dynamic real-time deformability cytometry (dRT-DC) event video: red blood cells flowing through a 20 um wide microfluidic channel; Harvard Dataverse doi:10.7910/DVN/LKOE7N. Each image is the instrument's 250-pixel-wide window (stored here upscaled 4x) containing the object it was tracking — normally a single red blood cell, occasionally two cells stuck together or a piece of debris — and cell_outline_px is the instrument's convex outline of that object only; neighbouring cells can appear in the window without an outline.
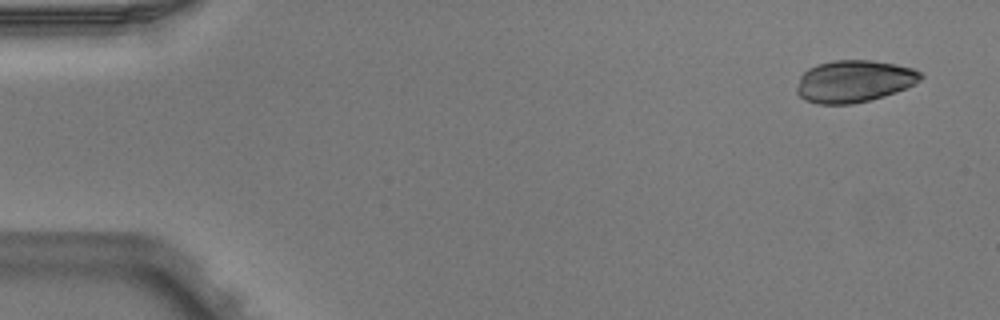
{"species": "Egyptian fruit bat (a non-hibernating species)", "species_latin": "Rousettus aegyptiacus", "temperature_condition": "warm", "stored_images_in_passage": 5, "camera_frame_rate_fps": 3000, "um_per_image_px": 0.085, "animal": {"sex": "male"}, "frame": {"image": 1, "passage_image": 1, "time_ms": 0.0, "image_size_px": [1000, 320], "cell_outline_px": [[924, 76], [920, 80], [896, 92], [884, 96], [852, 104], [816, 104], [804, 100], [796, 92], [796, 88], [800, 76], [808, 68], [816, 64], [832, 60], [872, 60], [896, 64], [912, 68], [920, 72]], "centroid_in_image_um": [72.55, 6.9], "position_along_channel_um": 12.4, "area_um2": 30.46}}
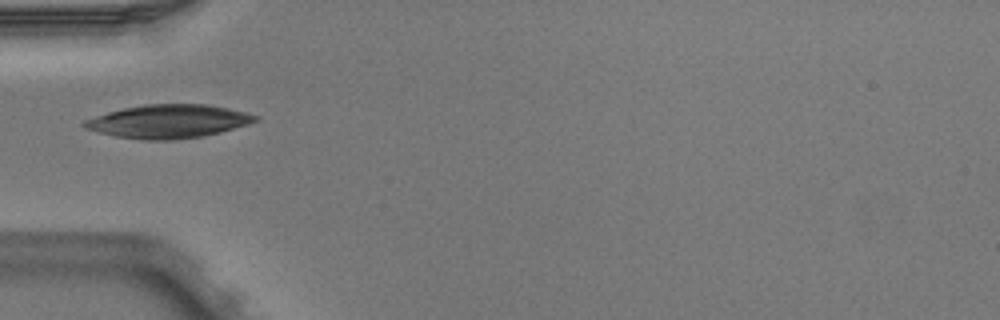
{"frame": {"image": 2, "passage_image": 4, "time_ms": 1.0, "image_size_px": [1000, 320], "cell_outline_px": [[260, 120], [248, 124], [220, 132], [204, 136], [172, 140], [140, 140], [116, 136], [84, 128], [80, 124], [84, 120], [108, 112], [124, 108], [144, 104], [208, 104], [228, 108], [260, 116]], "centroid_in_image_um": [14.32, 10.31], "position_along_channel_um": 70.7, "area_um2": 33.35}}
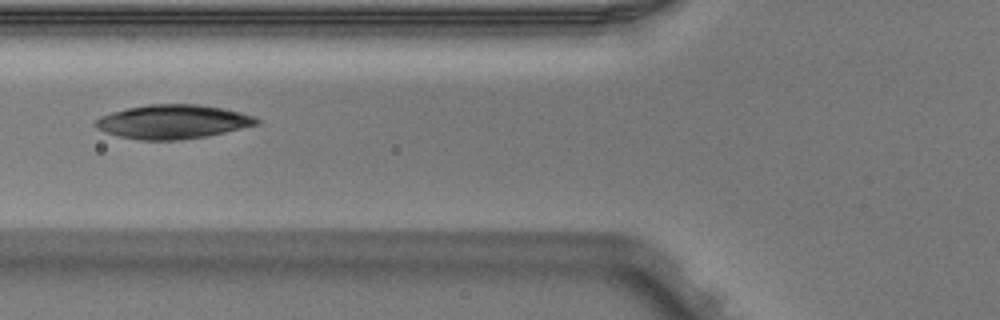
{"frame": {"image": 3, "passage_image": 5, "time_ms": 1.333, "image_size_px": [1000, 320], "cell_outline_px": [[260, 124], [208, 136], [180, 140], [140, 140], [120, 136], [108, 132], [100, 128], [96, 124], [96, 120], [100, 116], [112, 112], [128, 108], [148, 104], [196, 104], [224, 108], [240, 112], [252, 116], [260, 120]], "centroid_in_image_um": [14.75, 10.34], "position_along_channel_um": 111.0, "area_um2": 31.67}}